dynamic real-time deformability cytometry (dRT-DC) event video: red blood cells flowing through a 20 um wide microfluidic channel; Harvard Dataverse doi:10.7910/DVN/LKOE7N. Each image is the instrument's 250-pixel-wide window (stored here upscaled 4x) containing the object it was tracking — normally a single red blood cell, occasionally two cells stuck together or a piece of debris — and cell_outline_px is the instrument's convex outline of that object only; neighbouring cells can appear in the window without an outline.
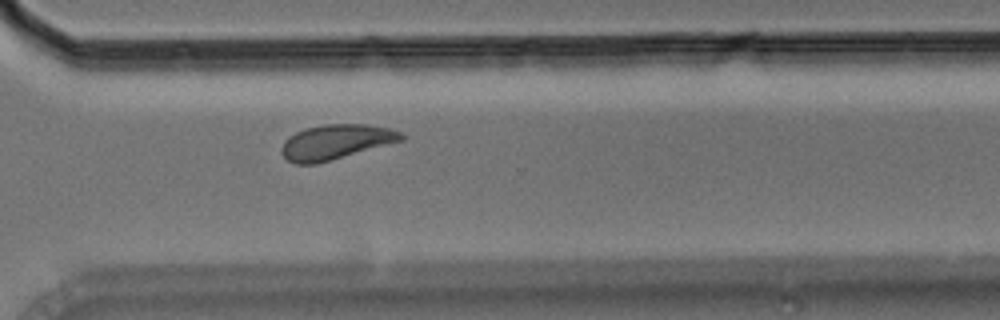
{"species": "Egyptian fruit bat (a non-hibernating species)", "species_latin": "Rousettus aegyptiacus", "temperature_condition": "room temperature", "stored_images_in_passage": 11, "camera_frame_rate_fps": 3000, "um_per_image_px": 0.085, "animal": {"sex": "male"}, "frame": {"image": 1, "passage_image": 11, "time_ms": 3.333, "image_size_px": [1000, 320], "cell_outline_px": [[404, 140], [316, 164], [296, 164], [288, 160], [280, 152], [280, 148], [284, 140], [288, 136], [296, 132], [308, 128], [324, 124], [364, 124], [392, 128], [400, 132], [404, 136]], "centroid_in_image_um": [28.53, 12.06], "position_along_channel_um": 342.1, "area_um2": 24.28}}